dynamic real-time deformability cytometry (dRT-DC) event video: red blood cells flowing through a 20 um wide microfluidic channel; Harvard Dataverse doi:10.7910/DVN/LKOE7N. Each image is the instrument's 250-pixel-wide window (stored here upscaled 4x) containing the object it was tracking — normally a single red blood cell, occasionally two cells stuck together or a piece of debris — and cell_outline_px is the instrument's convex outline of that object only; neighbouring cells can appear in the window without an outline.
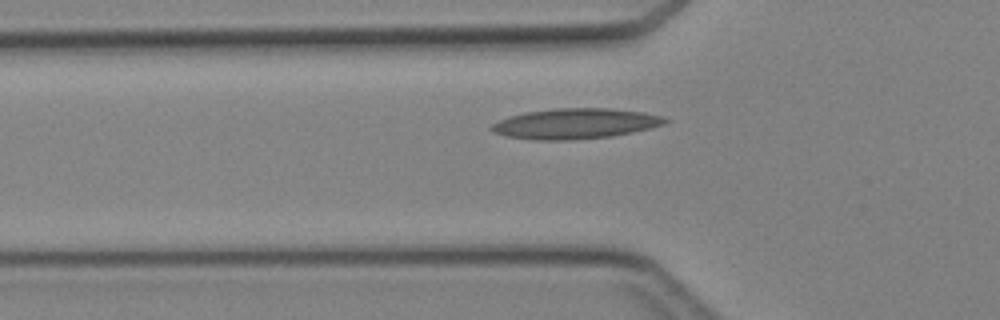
{"species": "Egyptian fruit bat (a non-hibernating species)", "species_latin": "Rousettus aegyptiacus", "temperature_condition": "cold", "stored_images_in_passage": 37, "camera_frame_rate_fps": 3000, "um_per_image_px": 0.085, "animal": {"sex": "female"}, "frame": {"image": 1, "passage_image": 7, "time_ms": 2.0, "image_size_px": [1000, 320], "cell_outline_px": [[668, 120], [664, 124], [632, 132], [612, 136], [572, 140], [532, 140], [504, 136], [492, 132], [488, 128], [492, 124], [508, 116], [524, 112], [556, 108], [608, 108], [644, 112], [664, 116]], "centroid_in_image_um": [48.84, 10.51], "position_along_channel_um": 77.0, "area_um2": 30.92}}
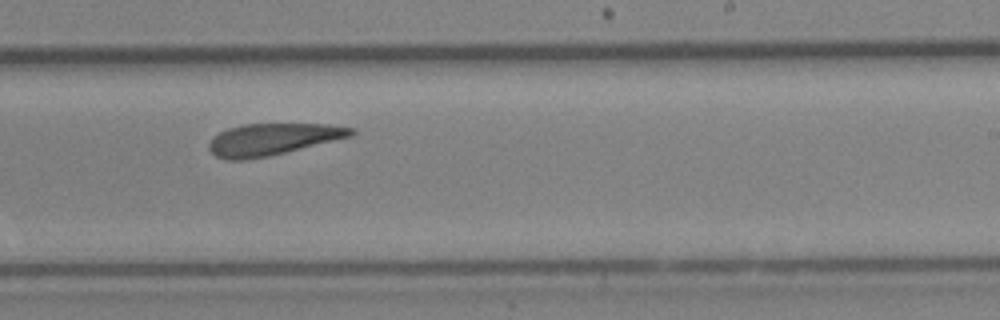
{"frame": {"image": 2, "passage_image": 20, "time_ms": 6.333, "image_size_px": [1000, 320], "cell_outline_px": [[356, 132], [352, 136], [268, 156], [248, 160], [224, 160], [216, 156], [208, 148], [208, 144], [212, 136], [228, 128], [244, 124], [328, 124], [356, 128]], "centroid_in_image_um": [23.15, 11.84], "position_along_channel_um": 265.8, "area_um2": 26.36}}
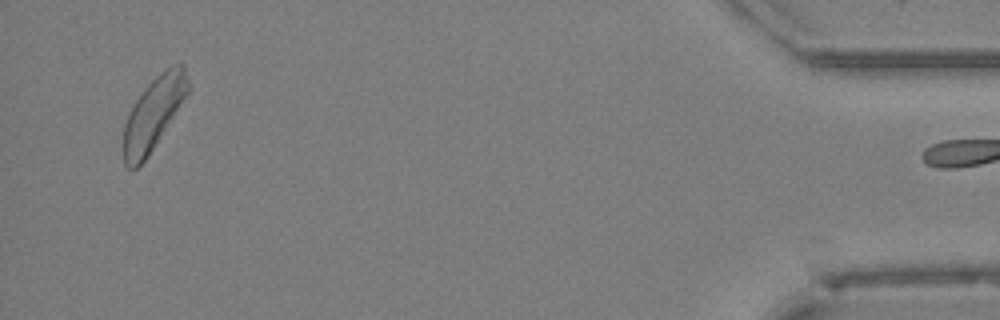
{"frame": {"image": 3, "passage_image": 36, "time_ms": 11.667, "image_size_px": [1000, 320], "cell_outline_px": [[188, 92], [148, 156], [136, 168], [128, 168], [124, 164], [124, 124], [128, 112], [144, 88], [156, 76], [172, 64], [184, 64], [188, 84]], "centroid_in_image_um": [13.02, 9.64], "position_along_channel_um": 422.2, "area_um2": 26.53}}